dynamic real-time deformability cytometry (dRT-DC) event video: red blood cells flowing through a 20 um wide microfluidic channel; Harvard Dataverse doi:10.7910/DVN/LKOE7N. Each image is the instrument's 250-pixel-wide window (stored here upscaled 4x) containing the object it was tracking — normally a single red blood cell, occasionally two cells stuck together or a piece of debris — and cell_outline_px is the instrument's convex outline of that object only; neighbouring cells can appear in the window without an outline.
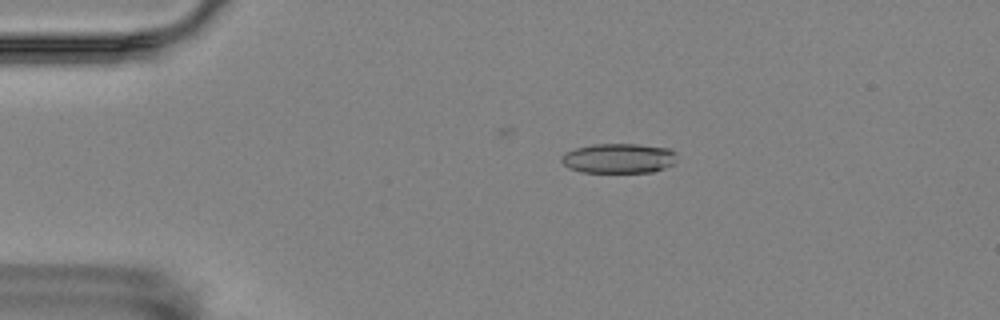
{"species": "Egyptian fruit bat (a non-hibernating species)", "species_latin": "Rousettus aegyptiacus", "temperature_condition": "room temperature", "stored_images_in_passage": 4, "camera_frame_rate_fps": 3000, "um_per_image_px": 0.085, "animal": {"sex": "female"}, "frame": {"image": 1, "passage_image": 3, "time_ms": 0.667, "image_size_px": [1000, 320], "cell_outline_px": [[676, 156], [672, 164], [664, 168], [652, 172], [580, 172], [568, 168], [560, 160], [560, 156], [564, 152], [576, 148], [592, 144], [640, 144], [668, 148], [676, 152]], "centroid_in_image_um": [52.55, 13.45], "position_along_channel_um": 32.5, "area_um2": 20.17}}